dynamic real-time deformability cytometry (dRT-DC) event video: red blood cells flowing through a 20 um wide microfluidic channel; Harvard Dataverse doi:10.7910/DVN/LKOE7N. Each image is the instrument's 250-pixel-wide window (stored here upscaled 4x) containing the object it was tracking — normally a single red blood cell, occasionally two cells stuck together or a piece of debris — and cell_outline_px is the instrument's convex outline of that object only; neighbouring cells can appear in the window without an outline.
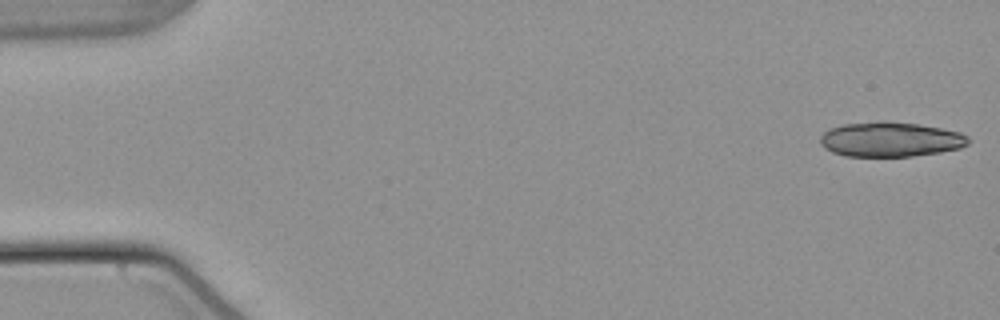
{"species": "common noctule bat (a hibernating species)", "species_latin": "Nyctalus noctula", "temperature_condition": "warm", "stored_images_in_passage": 12, "camera_frame_rate_fps": 3000, "um_per_image_px": 0.085, "animal": {"sex": "male", "body_mass_g": 21.5, "forearm_length_mm": 52.0}, "frame": {"image": 1, "passage_image": 1, "time_ms": 0.0, "image_size_px": [1000, 320], "cell_outline_px": [[972, 140], [968, 144], [960, 148], [940, 152], [912, 156], [844, 156], [832, 152], [824, 148], [820, 144], [820, 136], [828, 128], [844, 124], [880, 120], [884, 120], [920, 124], [960, 132], [968, 136]], "centroid_in_image_um": [75.68, 11.84], "position_along_channel_um": 9.3, "area_um2": 30.4}}